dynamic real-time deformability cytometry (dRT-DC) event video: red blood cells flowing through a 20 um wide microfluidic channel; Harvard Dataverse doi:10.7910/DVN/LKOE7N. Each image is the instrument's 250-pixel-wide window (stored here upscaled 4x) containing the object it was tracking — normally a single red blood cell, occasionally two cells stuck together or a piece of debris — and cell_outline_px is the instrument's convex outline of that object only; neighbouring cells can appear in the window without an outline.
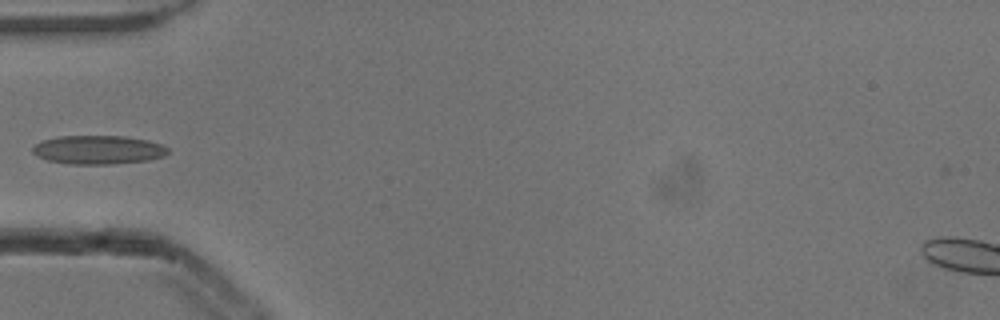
{"species": "common noctule bat (a hibernating species)", "species_latin": "Nyctalus noctula", "temperature_condition": "cold", "stored_images_in_passage": 3, "camera_frame_rate_fps": 3000, "um_per_image_px": 0.085, "animal": {"sex": "male", "body_mass_g": 13.3}, "frame": {"image": 1, "passage_image": 3, "time_ms": 0.667, "image_size_px": [1000, 320], "cell_outline_px": [[168, 152], [164, 156], [148, 160], [112, 164], [68, 164], [48, 160], [36, 156], [32, 152], [32, 148], [40, 140], [60, 136], [124, 136], [148, 140], [160, 144], [168, 148]], "centroid_in_image_um": [8.32, 12.73], "position_along_channel_um": 76.7, "area_um2": 22.72}}